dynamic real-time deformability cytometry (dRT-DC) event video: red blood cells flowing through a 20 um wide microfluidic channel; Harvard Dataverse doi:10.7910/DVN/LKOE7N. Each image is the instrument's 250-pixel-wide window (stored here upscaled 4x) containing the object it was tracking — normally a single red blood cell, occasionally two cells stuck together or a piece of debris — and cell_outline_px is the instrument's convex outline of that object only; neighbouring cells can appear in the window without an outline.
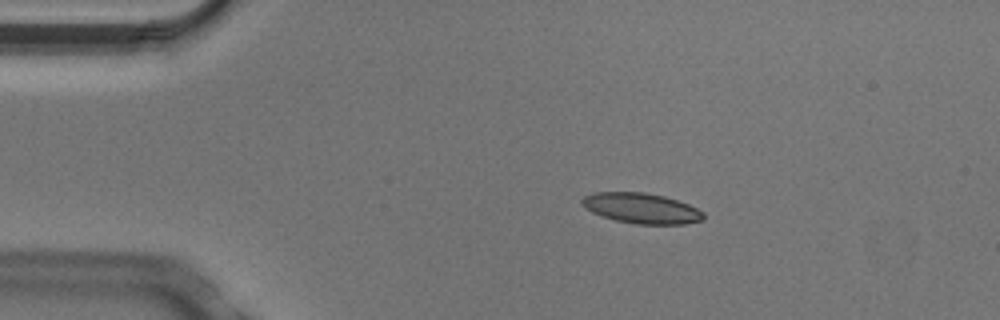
{"species": "Egyptian fruit bat (a non-hibernating species)", "species_latin": "Rousettus aegyptiacus", "temperature_condition": "cold", "stored_images_in_passage": 5, "camera_frame_rate_fps": 3000, "um_per_image_px": 0.085, "animal": {"sex": "male"}, "frame": {"image": 1, "passage_image": 1, "time_ms": 0.0, "image_size_px": [1000, 320], "cell_outline_px": [[704, 220], [684, 224], [636, 224], [616, 220], [592, 212], [580, 200], [584, 196], [592, 192], [644, 192], [664, 196], [688, 204], [704, 212]], "centroid_in_image_um": [54.55, 17.7], "position_along_channel_um": 30.5, "area_um2": 21.33}}
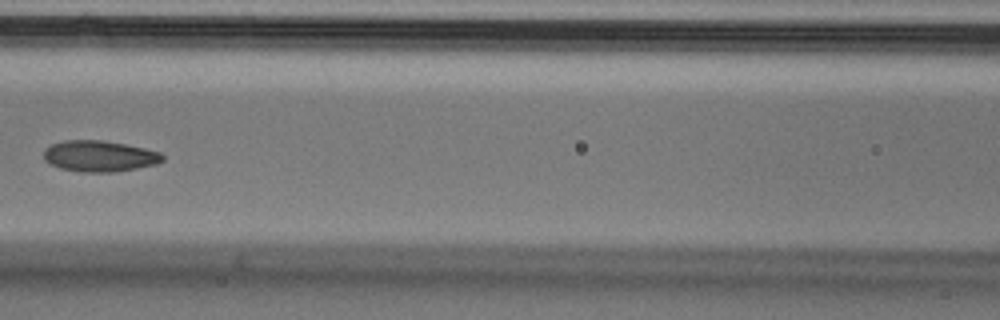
{"frame": {"image": 2, "passage_image": 5, "time_ms": 1.333, "image_size_px": [1000, 320], "cell_outline_px": [[164, 160], [156, 164], [136, 168], [112, 172], [84, 172], [60, 168], [44, 160], [44, 148], [52, 144], [64, 140], [100, 140], [124, 144], [144, 148], [160, 152], [164, 156]], "centroid_in_image_um": [8.45, 13.26], "position_along_channel_um": 158.2, "area_um2": 21.39}}